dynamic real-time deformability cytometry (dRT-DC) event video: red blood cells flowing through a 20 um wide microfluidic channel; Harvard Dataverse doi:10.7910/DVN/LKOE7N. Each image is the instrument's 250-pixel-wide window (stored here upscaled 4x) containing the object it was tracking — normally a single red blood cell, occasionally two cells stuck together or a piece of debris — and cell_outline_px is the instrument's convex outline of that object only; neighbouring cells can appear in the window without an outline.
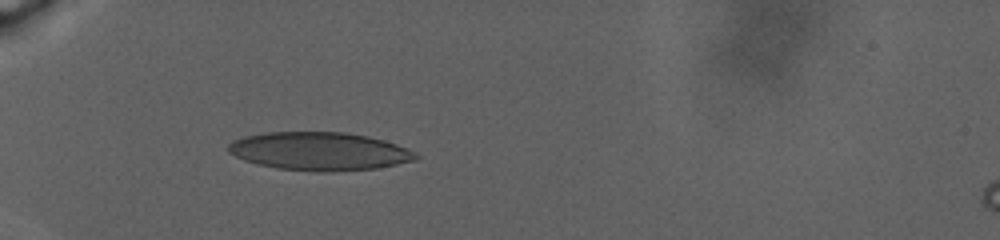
{"species": "human", "species_latin": "Homo sapiens", "temperature_condition": "warm", "stored_images_in_passage": 102, "camera_frame_rate_fps": 3000, "um_per_image_px": 0.085, "donor": {"sex": "male"}, "frame": {"image": 1, "passage_image": 1, "time_ms": 0.0, "image_size_px": [1000, 240], "cell_outline_px": [[420, 156], [416, 160], [376, 168], [328, 172], [316, 172], [276, 168], [244, 160], [228, 152], [228, 144], [232, 140], [244, 136], [268, 132], [344, 132], [368, 136], [384, 140], [408, 148], [416, 152]], "centroid_in_image_um": [27.16, 12.85], "position_along_channel_um": 57.8, "area_um2": 41.85}}
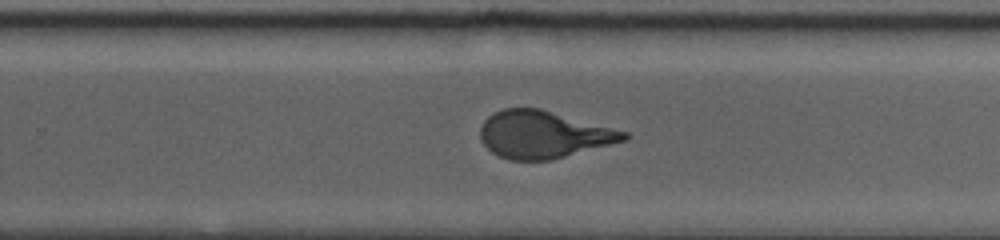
{"frame": {"image": 2, "passage_image": 61, "time_ms": 10.333, "image_size_px": [1000, 240], "cell_outline_px": [[628, 140], [552, 160], [508, 160], [492, 152], [480, 140], [480, 128], [484, 120], [488, 116], [504, 108], [540, 108], [628, 132]], "centroid_in_image_um": [46.19, 11.44], "position_along_channel_um": 283.6, "area_um2": 39.59}}
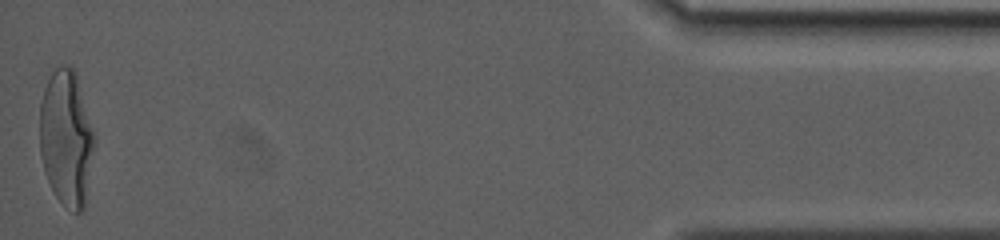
{"frame": {"image": 3, "passage_image": 101, "time_ms": 19.333, "image_size_px": [1000, 240], "cell_outline_px": [[96, 144], [84, 208], [80, 212], [76, 212], [64, 204], [56, 196], [44, 172], [40, 156], [40, 104], [44, 88], [52, 72], [60, 64], [72, 64], [76, 72], [96, 136]], "centroid_in_image_um": [5.66, 11.69], "position_along_channel_um": 429.5, "area_um2": 43.87}}